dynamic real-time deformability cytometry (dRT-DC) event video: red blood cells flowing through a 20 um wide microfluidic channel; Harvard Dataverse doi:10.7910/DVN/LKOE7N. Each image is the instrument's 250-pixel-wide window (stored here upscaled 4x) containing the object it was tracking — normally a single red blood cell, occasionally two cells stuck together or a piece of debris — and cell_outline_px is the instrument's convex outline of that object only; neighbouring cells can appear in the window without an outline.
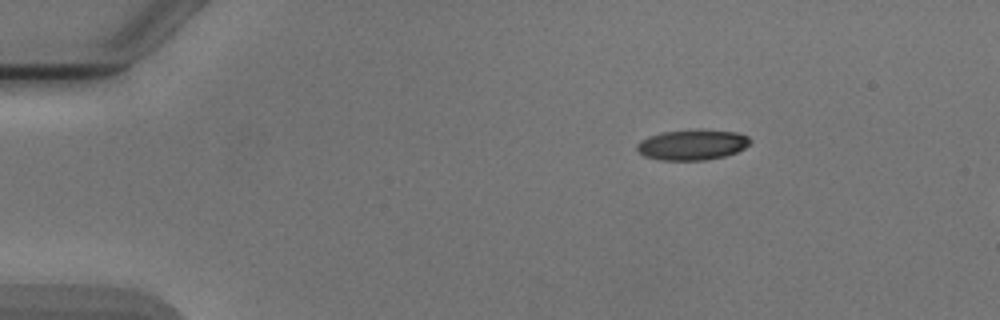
{"species": "Egyptian fruit bat (a non-hibernating species)", "species_latin": "Rousettus aegyptiacus", "temperature_condition": "cold", "stored_images_in_passage": 3, "camera_frame_rate_fps": 3000, "um_per_image_px": 0.085, "animal": {"sex": "male"}, "frame": {"image": 1, "passage_image": 1, "time_ms": 0.0, "image_size_px": [1000, 320], "cell_outline_px": [[752, 140], [744, 148], [736, 152], [724, 156], [704, 160], [660, 160], [644, 156], [636, 148], [636, 144], [640, 140], [648, 136], [664, 132], [700, 128], [736, 132], [748, 136]], "centroid_in_image_um": [58.84, 12.28], "position_along_channel_um": 26.2, "area_um2": 20.29}}